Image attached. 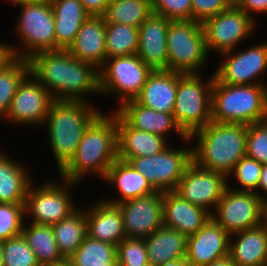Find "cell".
<instances>
[{"label":"cell","mask_w":267,"mask_h":266,"mask_svg":"<svg viewBox=\"0 0 267 266\" xmlns=\"http://www.w3.org/2000/svg\"><path fill=\"white\" fill-rule=\"evenodd\" d=\"M230 234L212 217L195 234L187 237L186 259L192 266H204L229 254Z\"/></svg>","instance_id":"18"},{"label":"cell","mask_w":267,"mask_h":266,"mask_svg":"<svg viewBox=\"0 0 267 266\" xmlns=\"http://www.w3.org/2000/svg\"><path fill=\"white\" fill-rule=\"evenodd\" d=\"M30 73L54 100L90 101L86 94H100L99 70L68 50L42 51L29 59Z\"/></svg>","instance_id":"1"},{"label":"cell","mask_w":267,"mask_h":266,"mask_svg":"<svg viewBox=\"0 0 267 266\" xmlns=\"http://www.w3.org/2000/svg\"><path fill=\"white\" fill-rule=\"evenodd\" d=\"M3 262L4 266H40L23 234L3 242Z\"/></svg>","instance_id":"37"},{"label":"cell","mask_w":267,"mask_h":266,"mask_svg":"<svg viewBox=\"0 0 267 266\" xmlns=\"http://www.w3.org/2000/svg\"><path fill=\"white\" fill-rule=\"evenodd\" d=\"M30 73L28 59L14 57L0 69V119L9 111L18 86Z\"/></svg>","instance_id":"35"},{"label":"cell","mask_w":267,"mask_h":266,"mask_svg":"<svg viewBox=\"0 0 267 266\" xmlns=\"http://www.w3.org/2000/svg\"><path fill=\"white\" fill-rule=\"evenodd\" d=\"M54 101L53 96L29 73L18 86L8 113L3 119L24 126H41Z\"/></svg>","instance_id":"16"},{"label":"cell","mask_w":267,"mask_h":266,"mask_svg":"<svg viewBox=\"0 0 267 266\" xmlns=\"http://www.w3.org/2000/svg\"><path fill=\"white\" fill-rule=\"evenodd\" d=\"M116 111L101 113L86 129L71 160L58 172L59 178L80 184L89 173L103 179L117 159Z\"/></svg>","instance_id":"2"},{"label":"cell","mask_w":267,"mask_h":266,"mask_svg":"<svg viewBox=\"0 0 267 266\" xmlns=\"http://www.w3.org/2000/svg\"><path fill=\"white\" fill-rule=\"evenodd\" d=\"M19 6L15 35L20 38L21 46L11 45L14 57L29 59L38 52L56 50L55 19L50 2Z\"/></svg>","instance_id":"8"},{"label":"cell","mask_w":267,"mask_h":266,"mask_svg":"<svg viewBox=\"0 0 267 266\" xmlns=\"http://www.w3.org/2000/svg\"><path fill=\"white\" fill-rule=\"evenodd\" d=\"M107 184L116 187L119 191V198H106L104 201L118 205L124 201L145 196L156 192L147 179L128 162L116 159L107 170L103 178Z\"/></svg>","instance_id":"27"},{"label":"cell","mask_w":267,"mask_h":266,"mask_svg":"<svg viewBox=\"0 0 267 266\" xmlns=\"http://www.w3.org/2000/svg\"><path fill=\"white\" fill-rule=\"evenodd\" d=\"M29 224H24L22 234L29 247L34 251L40 266L64 259L56 244L52 226L36 223Z\"/></svg>","instance_id":"32"},{"label":"cell","mask_w":267,"mask_h":266,"mask_svg":"<svg viewBox=\"0 0 267 266\" xmlns=\"http://www.w3.org/2000/svg\"><path fill=\"white\" fill-rule=\"evenodd\" d=\"M25 203H0V241L22 234Z\"/></svg>","instance_id":"38"},{"label":"cell","mask_w":267,"mask_h":266,"mask_svg":"<svg viewBox=\"0 0 267 266\" xmlns=\"http://www.w3.org/2000/svg\"><path fill=\"white\" fill-rule=\"evenodd\" d=\"M50 4L55 19L56 50H67L90 15L79 0H51Z\"/></svg>","instance_id":"28"},{"label":"cell","mask_w":267,"mask_h":266,"mask_svg":"<svg viewBox=\"0 0 267 266\" xmlns=\"http://www.w3.org/2000/svg\"><path fill=\"white\" fill-rule=\"evenodd\" d=\"M149 264L144 238L126 237L117 245V266Z\"/></svg>","instance_id":"39"},{"label":"cell","mask_w":267,"mask_h":266,"mask_svg":"<svg viewBox=\"0 0 267 266\" xmlns=\"http://www.w3.org/2000/svg\"><path fill=\"white\" fill-rule=\"evenodd\" d=\"M152 13L151 0H110L103 18L105 23L139 28Z\"/></svg>","instance_id":"33"},{"label":"cell","mask_w":267,"mask_h":266,"mask_svg":"<svg viewBox=\"0 0 267 266\" xmlns=\"http://www.w3.org/2000/svg\"><path fill=\"white\" fill-rule=\"evenodd\" d=\"M262 166L263 164L255 159L247 156L242 157L228 176L229 178L230 176L234 175V177L237 179V183L240 184V189H231L237 191L255 192L258 189Z\"/></svg>","instance_id":"40"},{"label":"cell","mask_w":267,"mask_h":266,"mask_svg":"<svg viewBox=\"0 0 267 266\" xmlns=\"http://www.w3.org/2000/svg\"><path fill=\"white\" fill-rule=\"evenodd\" d=\"M202 25L209 55L210 50L221 55L235 50L242 40L250 38L257 23L232 3L225 11L206 19Z\"/></svg>","instance_id":"12"},{"label":"cell","mask_w":267,"mask_h":266,"mask_svg":"<svg viewBox=\"0 0 267 266\" xmlns=\"http://www.w3.org/2000/svg\"><path fill=\"white\" fill-rule=\"evenodd\" d=\"M211 218V214L174 191L163 193V225L176 229L186 237L197 233Z\"/></svg>","instance_id":"21"},{"label":"cell","mask_w":267,"mask_h":266,"mask_svg":"<svg viewBox=\"0 0 267 266\" xmlns=\"http://www.w3.org/2000/svg\"><path fill=\"white\" fill-rule=\"evenodd\" d=\"M149 264L161 263L186 258L187 237L176 229L162 226L144 238Z\"/></svg>","instance_id":"30"},{"label":"cell","mask_w":267,"mask_h":266,"mask_svg":"<svg viewBox=\"0 0 267 266\" xmlns=\"http://www.w3.org/2000/svg\"><path fill=\"white\" fill-rule=\"evenodd\" d=\"M262 224L267 227V197L262 199Z\"/></svg>","instance_id":"51"},{"label":"cell","mask_w":267,"mask_h":266,"mask_svg":"<svg viewBox=\"0 0 267 266\" xmlns=\"http://www.w3.org/2000/svg\"><path fill=\"white\" fill-rule=\"evenodd\" d=\"M200 73L178 72V87L173 109L174 119L189 137L212 121V87L214 74L203 81Z\"/></svg>","instance_id":"6"},{"label":"cell","mask_w":267,"mask_h":266,"mask_svg":"<svg viewBox=\"0 0 267 266\" xmlns=\"http://www.w3.org/2000/svg\"><path fill=\"white\" fill-rule=\"evenodd\" d=\"M231 4L230 0H192V20L203 23L225 11Z\"/></svg>","instance_id":"43"},{"label":"cell","mask_w":267,"mask_h":266,"mask_svg":"<svg viewBox=\"0 0 267 266\" xmlns=\"http://www.w3.org/2000/svg\"><path fill=\"white\" fill-rule=\"evenodd\" d=\"M189 138L197 141L192 148L193 162L227 177L237 162L246 156L247 125L244 124L211 121Z\"/></svg>","instance_id":"3"},{"label":"cell","mask_w":267,"mask_h":266,"mask_svg":"<svg viewBox=\"0 0 267 266\" xmlns=\"http://www.w3.org/2000/svg\"><path fill=\"white\" fill-rule=\"evenodd\" d=\"M246 156L267 164V120L247 126Z\"/></svg>","instance_id":"41"},{"label":"cell","mask_w":267,"mask_h":266,"mask_svg":"<svg viewBox=\"0 0 267 266\" xmlns=\"http://www.w3.org/2000/svg\"><path fill=\"white\" fill-rule=\"evenodd\" d=\"M105 20L103 16H89L67 49L75 58L95 66L98 70L106 60Z\"/></svg>","instance_id":"22"},{"label":"cell","mask_w":267,"mask_h":266,"mask_svg":"<svg viewBox=\"0 0 267 266\" xmlns=\"http://www.w3.org/2000/svg\"><path fill=\"white\" fill-rule=\"evenodd\" d=\"M117 157L135 158L161 153L170 146L166 138L131 127L116 112Z\"/></svg>","instance_id":"24"},{"label":"cell","mask_w":267,"mask_h":266,"mask_svg":"<svg viewBox=\"0 0 267 266\" xmlns=\"http://www.w3.org/2000/svg\"><path fill=\"white\" fill-rule=\"evenodd\" d=\"M0 150V203H25L32 181L23 163Z\"/></svg>","instance_id":"29"},{"label":"cell","mask_w":267,"mask_h":266,"mask_svg":"<svg viewBox=\"0 0 267 266\" xmlns=\"http://www.w3.org/2000/svg\"><path fill=\"white\" fill-rule=\"evenodd\" d=\"M233 3L256 23V13H267V0H235ZM254 13L255 15L253 16Z\"/></svg>","instance_id":"44"},{"label":"cell","mask_w":267,"mask_h":266,"mask_svg":"<svg viewBox=\"0 0 267 266\" xmlns=\"http://www.w3.org/2000/svg\"><path fill=\"white\" fill-rule=\"evenodd\" d=\"M211 217L230 235L262 224V199L251 191L228 187Z\"/></svg>","instance_id":"13"},{"label":"cell","mask_w":267,"mask_h":266,"mask_svg":"<svg viewBox=\"0 0 267 266\" xmlns=\"http://www.w3.org/2000/svg\"><path fill=\"white\" fill-rule=\"evenodd\" d=\"M88 101L54 100L46 115L48 142L58 172L71 160L84 132L102 113Z\"/></svg>","instance_id":"4"},{"label":"cell","mask_w":267,"mask_h":266,"mask_svg":"<svg viewBox=\"0 0 267 266\" xmlns=\"http://www.w3.org/2000/svg\"><path fill=\"white\" fill-rule=\"evenodd\" d=\"M212 121L251 125L267 120V85H226L214 77Z\"/></svg>","instance_id":"5"},{"label":"cell","mask_w":267,"mask_h":266,"mask_svg":"<svg viewBox=\"0 0 267 266\" xmlns=\"http://www.w3.org/2000/svg\"><path fill=\"white\" fill-rule=\"evenodd\" d=\"M14 58L10 44L0 43V69Z\"/></svg>","instance_id":"46"},{"label":"cell","mask_w":267,"mask_h":266,"mask_svg":"<svg viewBox=\"0 0 267 266\" xmlns=\"http://www.w3.org/2000/svg\"><path fill=\"white\" fill-rule=\"evenodd\" d=\"M131 127L167 138L170 131L176 133L184 142L190 138L182 131L174 119L173 113H163L129 100L115 110ZM167 135V136H166ZM189 141V142H188Z\"/></svg>","instance_id":"20"},{"label":"cell","mask_w":267,"mask_h":266,"mask_svg":"<svg viewBox=\"0 0 267 266\" xmlns=\"http://www.w3.org/2000/svg\"><path fill=\"white\" fill-rule=\"evenodd\" d=\"M90 16H103L110 0H79Z\"/></svg>","instance_id":"45"},{"label":"cell","mask_w":267,"mask_h":266,"mask_svg":"<svg viewBox=\"0 0 267 266\" xmlns=\"http://www.w3.org/2000/svg\"><path fill=\"white\" fill-rule=\"evenodd\" d=\"M260 188L265 192L264 194L261 193ZM255 193L261 198L264 199L267 197V164H263L262 166V172L260 175V181L258 184V189L255 191Z\"/></svg>","instance_id":"47"},{"label":"cell","mask_w":267,"mask_h":266,"mask_svg":"<svg viewBox=\"0 0 267 266\" xmlns=\"http://www.w3.org/2000/svg\"><path fill=\"white\" fill-rule=\"evenodd\" d=\"M229 255L237 266H267V227L261 224L231 234Z\"/></svg>","instance_id":"26"},{"label":"cell","mask_w":267,"mask_h":266,"mask_svg":"<svg viewBox=\"0 0 267 266\" xmlns=\"http://www.w3.org/2000/svg\"><path fill=\"white\" fill-rule=\"evenodd\" d=\"M0 266H4L3 262V242L0 241Z\"/></svg>","instance_id":"53"},{"label":"cell","mask_w":267,"mask_h":266,"mask_svg":"<svg viewBox=\"0 0 267 266\" xmlns=\"http://www.w3.org/2000/svg\"><path fill=\"white\" fill-rule=\"evenodd\" d=\"M69 259L73 266H117V246L87 235Z\"/></svg>","instance_id":"34"},{"label":"cell","mask_w":267,"mask_h":266,"mask_svg":"<svg viewBox=\"0 0 267 266\" xmlns=\"http://www.w3.org/2000/svg\"><path fill=\"white\" fill-rule=\"evenodd\" d=\"M233 51L220 55L223 59L214 73L215 78L226 85H265L259 75L267 71V41L236 54V50Z\"/></svg>","instance_id":"14"},{"label":"cell","mask_w":267,"mask_h":266,"mask_svg":"<svg viewBox=\"0 0 267 266\" xmlns=\"http://www.w3.org/2000/svg\"><path fill=\"white\" fill-rule=\"evenodd\" d=\"M204 266H237L236 263L232 260L230 255H226L224 257H221L219 259H216L213 262H210L209 264H206Z\"/></svg>","instance_id":"48"},{"label":"cell","mask_w":267,"mask_h":266,"mask_svg":"<svg viewBox=\"0 0 267 266\" xmlns=\"http://www.w3.org/2000/svg\"><path fill=\"white\" fill-rule=\"evenodd\" d=\"M167 52L168 71L200 73L209 59L202 23L194 20L170 21Z\"/></svg>","instance_id":"7"},{"label":"cell","mask_w":267,"mask_h":266,"mask_svg":"<svg viewBox=\"0 0 267 266\" xmlns=\"http://www.w3.org/2000/svg\"><path fill=\"white\" fill-rule=\"evenodd\" d=\"M158 266H192L187 259H178V260H170L164 263H161Z\"/></svg>","instance_id":"49"},{"label":"cell","mask_w":267,"mask_h":266,"mask_svg":"<svg viewBox=\"0 0 267 266\" xmlns=\"http://www.w3.org/2000/svg\"><path fill=\"white\" fill-rule=\"evenodd\" d=\"M227 179L228 177L224 174L202 168L192 161L174 192L182 199L207 210L212 215L228 187Z\"/></svg>","instance_id":"15"},{"label":"cell","mask_w":267,"mask_h":266,"mask_svg":"<svg viewBox=\"0 0 267 266\" xmlns=\"http://www.w3.org/2000/svg\"><path fill=\"white\" fill-rule=\"evenodd\" d=\"M177 87L178 72L153 70L134 100L158 112L173 113Z\"/></svg>","instance_id":"25"},{"label":"cell","mask_w":267,"mask_h":266,"mask_svg":"<svg viewBox=\"0 0 267 266\" xmlns=\"http://www.w3.org/2000/svg\"><path fill=\"white\" fill-rule=\"evenodd\" d=\"M106 59L137 54L139 28L126 24L105 23Z\"/></svg>","instance_id":"36"},{"label":"cell","mask_w":267,"mask_h":266,"mask_svg":"<svg viewBox=\"0 0 267 266\" xmlns=\"http://www.w3.org/2000/svg\"><path fill=\"white\" fill-rule=\"evenodd\" d=\"M12 3V5H23V4H43L49 3L51 0H7Z\"/></svg>","instance_id":"50"},{"label":"cell","mask_w":267,"mask_h":266,"mask_svg":"<svg viewBox=\"0 0 267 266\" xmlns=\"http://www.w3.org/2000/svg\"><path fill=\"white\" fill-rule=\"evenodd\" d=\"M51 226L60 254L70 258L87 236L85 210L77 209L68 218Z\"/></svg>","instance_id":"31"},{"label":"cell","mask_w":267,"mask_h":266,"mask_svg":"<svg viewBox=\"0 0 267 266\" xmlns=\"http://www.w3.org/2000/svg\"><path fill=\"white\" fill-rule=\"evenodd\" d=\"M154 13L171 21L192 20V0H151Z\"/></svg>","instance_id":"42"},{"label":"cell","mask_w":267,"mask_h":266,"mask_svg":"<svg viewBox=\"0 0 267 266\" xmlns=\"http://www.w3.org/2000/svg\"><path fill=\"white\" fill-rule=\"evenodd\" d=\"M95 203L89 209H85L87 235L92 239L117 246L126 238L121 209L118 205L104 200Z\"/></svg>","instance_id":"23"},{"label":"cell","mask_w":267,"mask_h":266,"mask_svg":"<svg viewBox=\"0 0 267 266\" xmlns=\"http://www.w3.org/2000/svg\"><path fill=\"white\" fill-rule=\"evenodd\" d=\"M170 21L153 12L139 27L137 56L153 70H168L167 30Z\"/></svg>","instance_id":"19"},{"label":"cell","mask_w":267,"mask_h":266,"mask_svg":"<svg viewBox=\"0 0 267 266\" xmlns=\"http://www.w3.org/2000/svg\"><path fill=\"white\" fill-rule=\"evenodd\" d=\"M152 71L137 54L108 58L99 69L100 94L116 97L120 107L138 96Z\"/></svg>","instance_id":"9"},{"label":"cell","mask_w":267,"mask_h":266,"mask_svg":"<svg viewBox=\"0 0 267 266\" xmlns=\"http://www.w3.org/2000/svg\"><path fill=\"white\" fill-rule=\"evenodd\" d=\"M59 179L60 182L49 180L38 187L30 184L24 204L25 216L32 218L30 223L53 225L68 218L78 209L72 199L71 190L79 183Z\"/></svg>","instance_id":"10"},{"label":"cell","mask_w":267,"mask_h":266,"mask_svg":"<svg viewBox=\"0 0 267 266\" xmlns=\"http://www.w3.org/2000/svg\"><path fill=\"white\" fill-rule=\"evenodd\" d=\"M42 266H73L69 258H64L61 261L55 263H49Z\"/></svg>","instance_id":"52"},{"label":"cell","mask_w":267,"mask_h":266,"mask_svg":"<svg viewBox=\"0 0 267 266\" xmlns=\"http://www.w3.org/2000/svg\"><path fill=\"white\" fill-rule=\"evenodd\" d=\"M128 162L140 172L155 191H174L186 168L193 161L192 147L173 149L166 147L161 153L135 158H118Z\"/></svg>","instance_id":"11"},{"label":"cell","mask_w":267,"mask_h":266,"mask_svg":"<svg viewBox=\"0 0 267 266\" xmlns=\"http://www.w3.org/2000/svg\"><path fill=\"white\" fill-rule=\"evenodd\" d=\"M118 206L126 237L145 238L163 226V192L130 199Z\"/></svg>","instance_id":"17"}]
</instances>
